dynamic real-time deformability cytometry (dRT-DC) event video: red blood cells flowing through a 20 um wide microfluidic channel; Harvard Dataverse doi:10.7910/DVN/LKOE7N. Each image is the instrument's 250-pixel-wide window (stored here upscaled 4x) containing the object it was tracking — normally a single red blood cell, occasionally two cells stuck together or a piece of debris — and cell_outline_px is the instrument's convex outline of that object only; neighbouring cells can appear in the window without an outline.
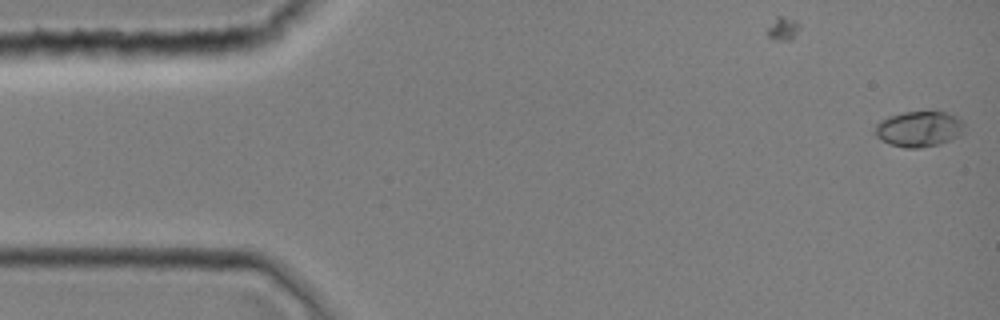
{"species": "common noctule bat (a hibernating species)", "species_latin": "Nyctalus noctula", "temperature_condition": "room temperature", "stored_images_in_passage": 8, "camera_frame_rate_fps": 3000, "um_per_image_px": 0.085, "animal": {"sex": "female", "body_mass_g": 19.0, "forearm_length_mm": 51.5}, "frame": {"image": 1, "passage_image": 1, "time_ms": 0.0, "image_size_px": [1000, 320], "cell_outline_px": [[964, 132], [960, 136], [940, 144], [920, 148], [904, 148], [888, 144], [880, 140], [872, 132], [876, 124], [880, 120], [888, 116], [904, 112], [948, 112], [956, 116], [964, 124]], "centroid_in_image_um": [78.08, 10.97], "position_along_channel_um": 6.9, "area_um2": 18.9}}